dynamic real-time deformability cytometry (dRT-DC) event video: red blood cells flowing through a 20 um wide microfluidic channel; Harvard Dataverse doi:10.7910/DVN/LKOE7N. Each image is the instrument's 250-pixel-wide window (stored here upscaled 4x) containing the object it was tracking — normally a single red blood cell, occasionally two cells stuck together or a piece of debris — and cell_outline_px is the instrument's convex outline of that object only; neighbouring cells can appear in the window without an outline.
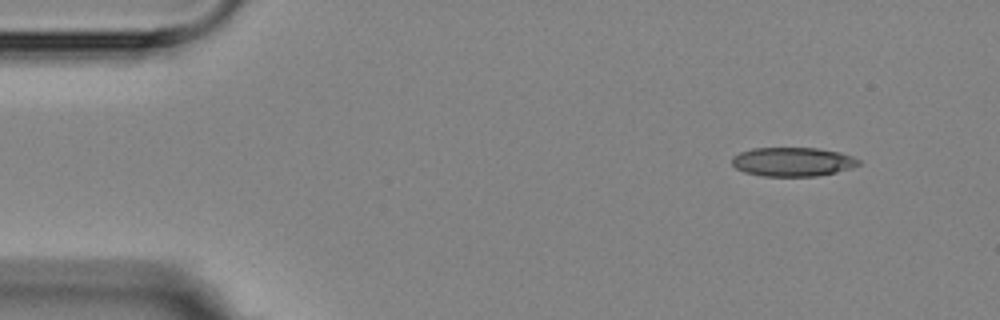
{"species": "Egyptian fruit bat (a non-hibernating species)", "species_latin": "Rousettus aegyptiacus", "temperature_condition": "room temperature", "stored_images_in_passage": 5, "camera_frame_rate_fps": 3000, "um_per_image_px": 0.085, "animal": {"sex": "female"}, "frame": {"image": 1, "passage_image": 1, "time_ms": 0.0, "image_size_px": [1000, 320], "cell_outline_px": [[860, 164], [852, 168], [836, 172], [816, 176], [760, 176], [744, 172], [736, 168], [732, 164], [732, 156], [740, 152], [752, 148], [820, 148], [840, 152], [852, 156], [860, 160]], "centroid_in_image_um": [67.38, 13.75], "position_along_channel_um": 17.6, "area_um2": 21.56}}
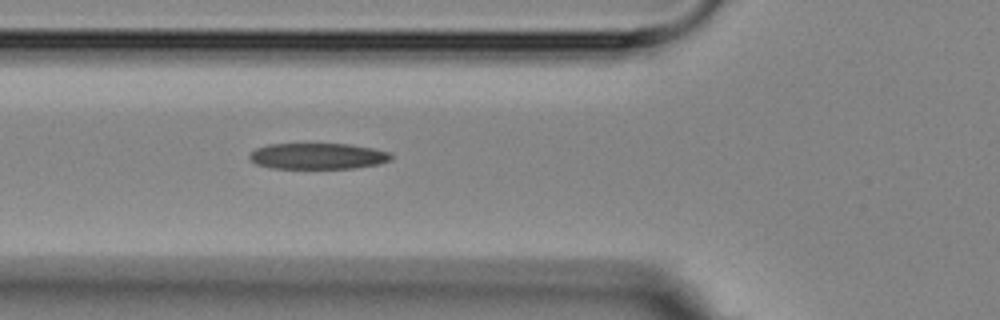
{"frame": {"image": 2, "passage_image": 5, "time_ms": 4.667, "image_size_px": [1000, 320], "cell_outline_px": [[392, 160], [380, 164], [356, 168], [272, 168], [256, 164], [248, 160], [248, 156], [256, 148], [268, 144], [348, 144], [372, 148], [392, 152]], "centroid_in_image_um": [27.03, 13.27], "position_along_channel_um": 98.8, "area_um2": 21.68}}